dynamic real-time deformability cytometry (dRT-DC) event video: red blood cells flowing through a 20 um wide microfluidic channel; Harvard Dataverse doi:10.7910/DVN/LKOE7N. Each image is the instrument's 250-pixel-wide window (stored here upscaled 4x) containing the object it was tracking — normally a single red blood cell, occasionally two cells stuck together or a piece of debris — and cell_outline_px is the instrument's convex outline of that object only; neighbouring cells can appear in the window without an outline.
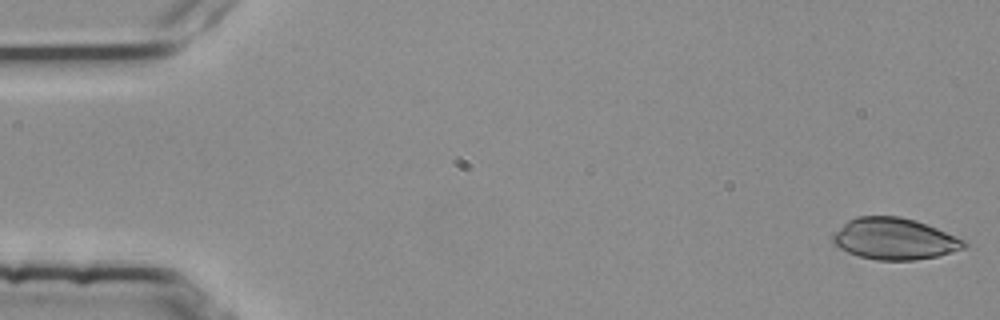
{"species": "common noctule bat (a hibernating species)", "species_latin": "Nyctalus noctula", "temperature_condition": "room temperature", "stored_images_in_passage": 51, "camera_frame_rate_fps": 3000, "um_per_image_px": 0.085, "animal": {"sex": "female", "body_mass_g": 25.1}, "frame": {"image": 1, "passage_image": 1, "time_ms": 0.0, "image_size_px": [1000, 320], "cell_outline_px": [[968, 244], [964, 248], [936, 256], [916, 260], [876, 260], [860, 256], [836, 248], [832, 244], [832, 236], [848, 220], [856, 216], [900, 216], [916, 220], [968, 240]], "centroid_in_image_um": [76.03, 20.3], "position_along_channel_um": 9.0, "area_um2": 31.91}}
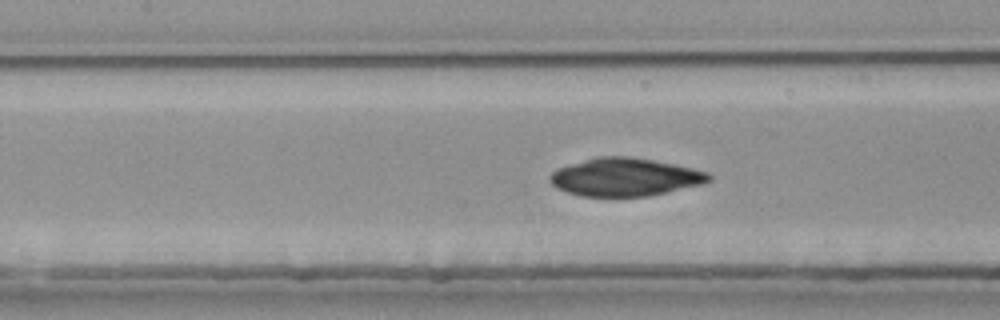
{"frame": {"image": 2, "passage_image": 24, "time_ms": 7.667, "image_size_px": [1000, 320], "cell_outline_px": [[712, 180], [704, 184], [648, 196], [580, 196], [556, 188], [552, 184], [548, 176], [556, 168], [596, 156], [632, 156], [692, 168], [708, 172], [712, 176]], "centroid_in_image_um": [53.12, 15.05], "position_along_channel_um": 154.3, "area_um2": 35.32}}
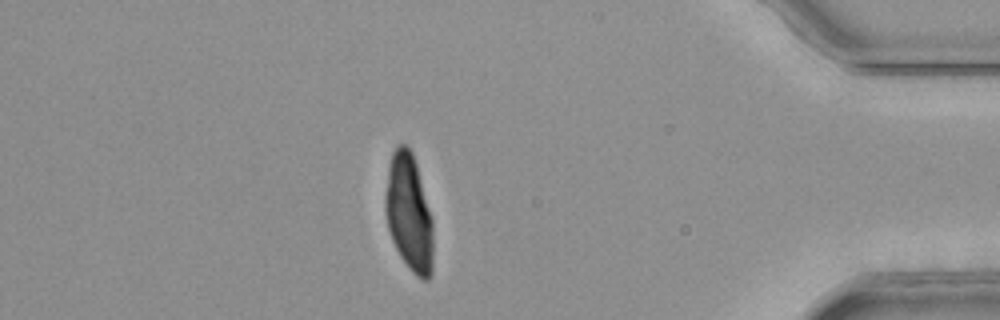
{"frame": {"image": 3, "passage_image": 47, "time_ms": 15.333, "image_size_px": [1000, 320], "cell_outline_px": [[432, 272], [428, 280], [424, 280], [416, 276], [412, 272], [400, 256], [392, 240], [388, 228], [384, 208], [384, 196], [388, 168], [392, 152], [396, 144], [404, 144], [412, 152], [416, 164], [432, 220]], "centroid_in_image_um": [34.73, 18.09], "position_along_channel_um": 400.5, "area_um2": 32.54}}